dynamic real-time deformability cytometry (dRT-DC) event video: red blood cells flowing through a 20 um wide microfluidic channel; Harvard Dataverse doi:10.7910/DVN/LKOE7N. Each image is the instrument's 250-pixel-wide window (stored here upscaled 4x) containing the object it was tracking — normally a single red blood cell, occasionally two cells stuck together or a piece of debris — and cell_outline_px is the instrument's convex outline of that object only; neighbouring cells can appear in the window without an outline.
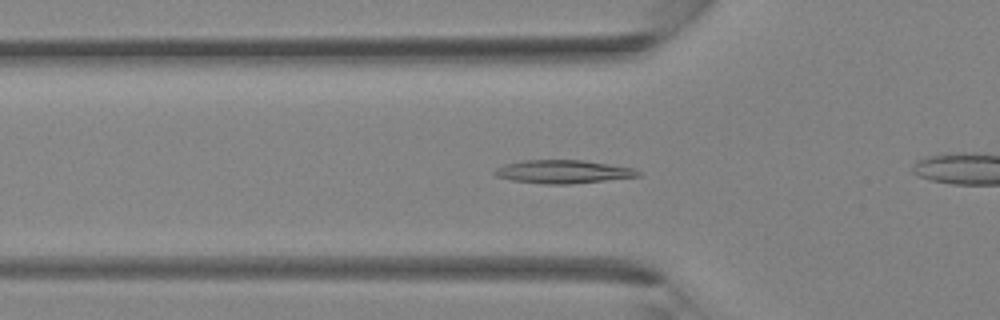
{"species": "Egyptian fruit bat (a non-hibernating species)", "species_latin": "Rousettus aegyptiacus", "temperature_condition": "room temperature", "stored_images_in_passage": 30, "camera_frame_rate_fps": 3000, "um_per_image_px": 0.085, "animal": {"sex": "female"}, "frame": {"image": 1, "passage_image": 5, "time_ms": 1.333, "image_size_px": [1000, 320], "cell_outline_px": [[640, 176], [572, 184], [544, 184], [512, 180], [496, 176], [492, 172], [496, 168], [504, 164], [520, 160], [584, 160], [636, 168], [640, 172]], "centroid_in_image_um": [47.85, 14.59], "position_along_channel_um": 77.9, "area_um2": 19.59}}
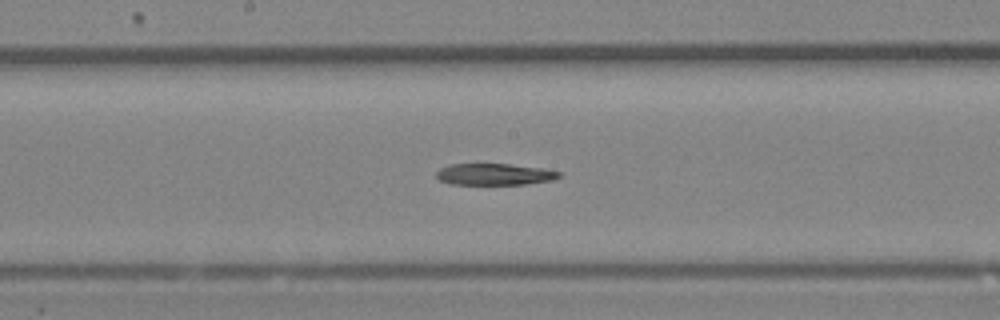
{"frame": {"image": 2, "passage_image": 12, "time_ms": 3.667, "image_size_px": [1000, 320], "cell_outline_px": [[560, 176], [552, 180], [524, 184], [452, 184], [440, 180], [436, 176], [436, 172], [440, 168], [448, 164], [508, 164], [544, 168], [560, 172]], "centroid_in_image_um": [42.01, 14.81], "position_along_channel_um": 206.2, "area_um2": 15.32}}
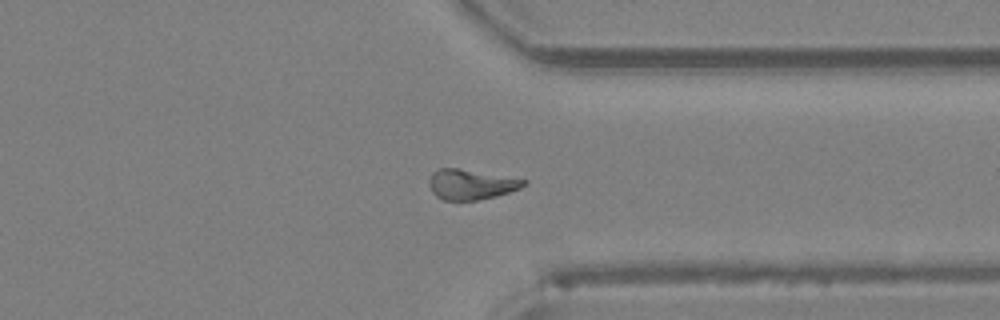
{"frame": {"image": 3, "passage_image": 21, "time_ms": 6.667, "image_size_px": [1000, 320], "cell_outline_px": [[528, 180], [520, 188], [496, 196], [476, 200], [444, 200], [436, 196], [432, 192], [428, 180], [432, 172], [440, 168], [460, 168]], "centroid_in_image_um": [40.0, 15.66], "position_along_channel_um": 371.4, "area_um2": 16.53}}